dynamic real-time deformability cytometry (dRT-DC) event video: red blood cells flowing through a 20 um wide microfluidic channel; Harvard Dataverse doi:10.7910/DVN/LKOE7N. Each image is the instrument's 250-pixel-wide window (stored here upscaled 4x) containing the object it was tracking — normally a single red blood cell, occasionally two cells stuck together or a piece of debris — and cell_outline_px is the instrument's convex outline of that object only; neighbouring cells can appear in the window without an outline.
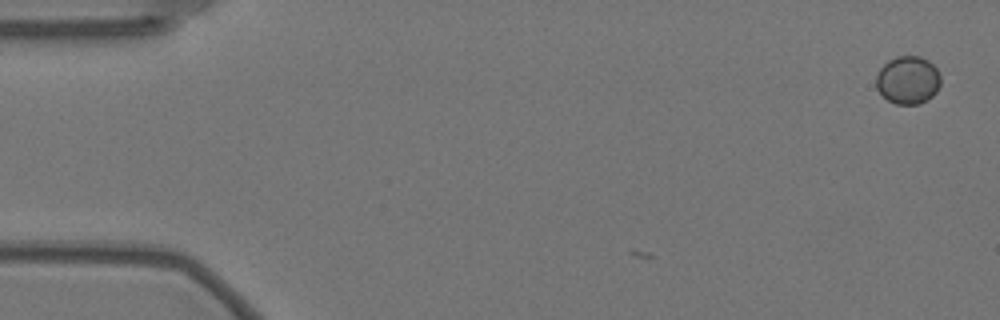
{"species": "Egyptian fruit bat (a non-hibernating species)", "species_latin": "Rousettus aegyptiacus", "temperature_condition": "warm", "stored_images_in_passage": 5, "camera_frame_rate_fps": 3000, "um_per_image_px": 0.085, "animal": {"sex": "female"}, "frame": {"image": 1, "passage_image": 5, "time_ms": 1.333, "image_size_px": [1000, 320], "cell_outline_px": [[940, 84], [936, 92], [928, 100], [920, 104], [896, 104], [888, 100], [876, 88], [876, 76], [880, 68], [888, 60], [896, 56], [920, 56], [928, 60], [940, 72]], "centroid_in_image_um": [77.18, 6.8], "position_along_channel_um": 7.8, "area_um2": 18.15}}